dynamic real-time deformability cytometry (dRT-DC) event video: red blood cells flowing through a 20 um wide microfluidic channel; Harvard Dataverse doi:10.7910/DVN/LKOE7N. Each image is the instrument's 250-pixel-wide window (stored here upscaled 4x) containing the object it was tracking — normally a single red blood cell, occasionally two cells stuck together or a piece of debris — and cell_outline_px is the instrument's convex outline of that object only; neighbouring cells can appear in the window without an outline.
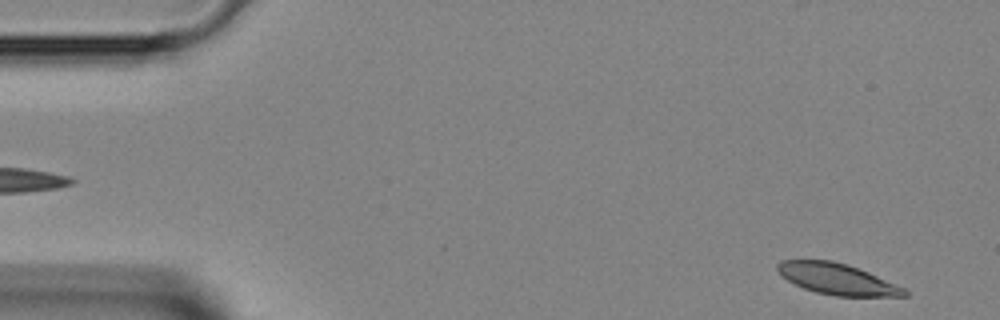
{"species": "Egyptian fruit bat (a non-hibernating species)", "species_latin": "Rousettus aegyptiacus", "temperature_condition": "room temperature", "stored_images_in_passage": 42, "camera_frame_rate_fps": 3000, "um_per_image_px": 0.085, "animal": {"sex": "female"}, "frame": {"image": 1, "passage_image": 1, "time_ms": 0.0, "image_size_px": [1000, 320], "cell_outline_px": [[908, 296], [836, 296], [816, 292], [804, 288], [780, 276], [776, 268], [776, 264], [780, 260], [832, 260], [848, 264], [868, 272], [904, 288], [908, 292]], "centroid_in_image_um": [71.12, 23.7], "position_along_channel_um": 13.9, "area_um2": 22.89}}
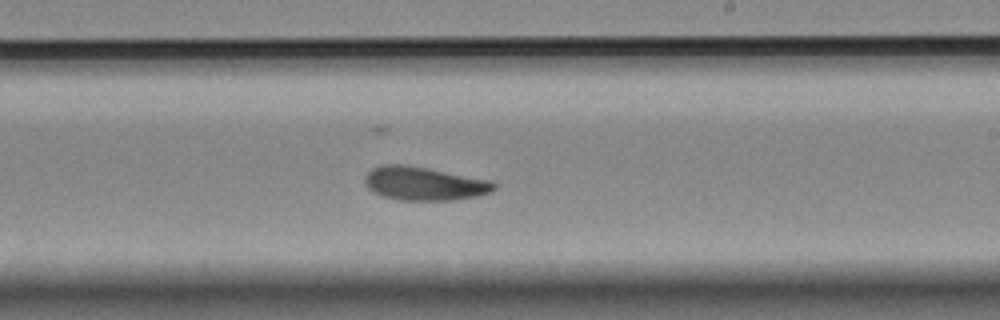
{"frame": {"image": 2, "passage_image": 24, "time_ms": 7.667, "image_size_px": [1000, 320], "cell_outline_px": [[496, 188], [492, 192], [476, 196], [452, 200], [400, 200], [384, 196], [372, 192], [368, 188], [364, 180], [364, 176], [372, 168], [380, 164], [408, 164], [492, 180], [496, 184]], "centroid_in_image_um": [36.05, 15.59], "position_along_channel_um": 252.9, "area_um2": 25.55}}
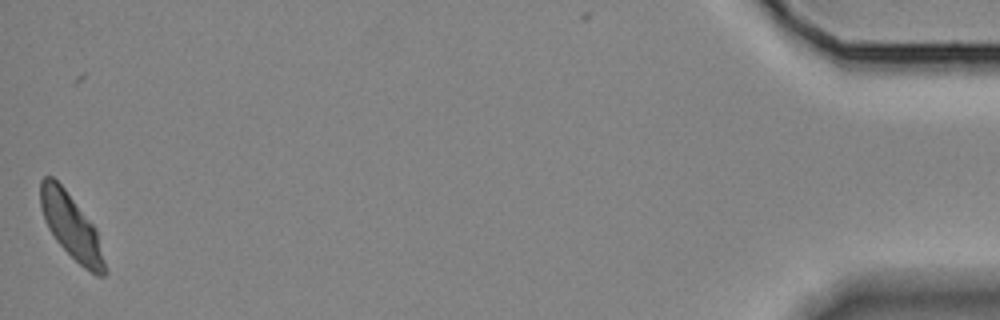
{"frame": {"image": 3, "passage_image": 42, "time_ms": 13.667, "image_size_px": [1000, 320], "cell_outline_px": [[104, 276], [96, 276], [84, 268], [56, 240], [48, 228], [44, 220], [40, 208], [40, 180], [44, 176], [52, 176], [64, 188], [96, 228], [104, 260]], "centroid_in_image_um": [6.02, 19.21], "position_along_channel_um": 429.2, "area_um2": 23.81}}